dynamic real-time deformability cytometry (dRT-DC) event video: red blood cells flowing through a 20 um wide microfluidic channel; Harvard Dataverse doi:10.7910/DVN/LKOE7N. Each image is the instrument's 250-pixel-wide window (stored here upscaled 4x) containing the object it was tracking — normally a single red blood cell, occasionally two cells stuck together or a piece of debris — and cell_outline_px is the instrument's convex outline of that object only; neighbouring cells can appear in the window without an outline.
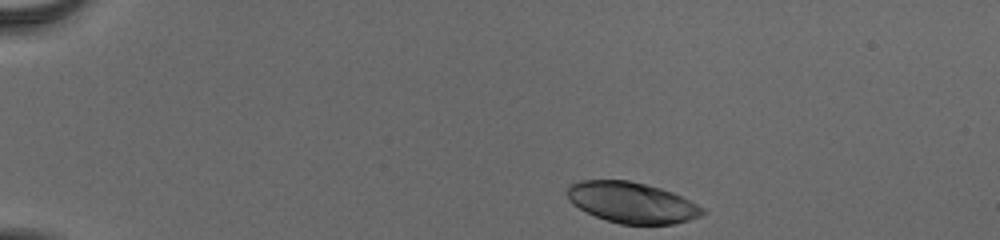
{"species": "human", "species_latin": "Homo sapiens", "temperature_condition": "cold", "stored_images_in_passage": 45, "camera_frame_rate_fps": 3000, "um_per_image_px": 0.085, "donor": {"sex": "male"}, "frame": {"image": 1, "passage_image": 1, "time_ms": 0.0, "image_size_px": [1000, 240], "cell_outline_px": [[704, 212], [700, 216], [688, 220], [672, 224], [620, 224], [596, 216], [572, 204], [568, 200], [568, 184], [580, 180], [628, 180], [660, 188], [672, 192], [704, 208]], "centroid_in_image_um": [53.68, 17.21], "position_along_channel_um": 31.3, "area_um2": 31.85}}
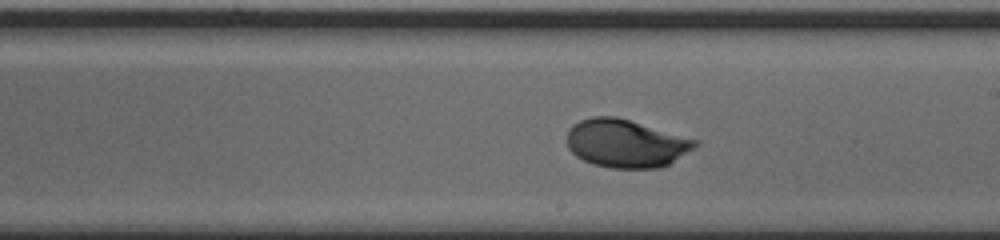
{"frame": {"image": 2, "passage_image": 24, "time_ms": 7.667, "image_size_px": [1000, 240], "cell_outline_px": [[700, 140], [692, 148], [668, 164], [660, 168], [608, 168], [592, 164], [576, 156], [568, 148], [568, 128], [572, 124], [580, 120], [592, 116], [616, 116]], "centroid_in_image_um": [53.16, 12.18], "position_along_channel_um": 235.8, "area_um2": 35.84}}
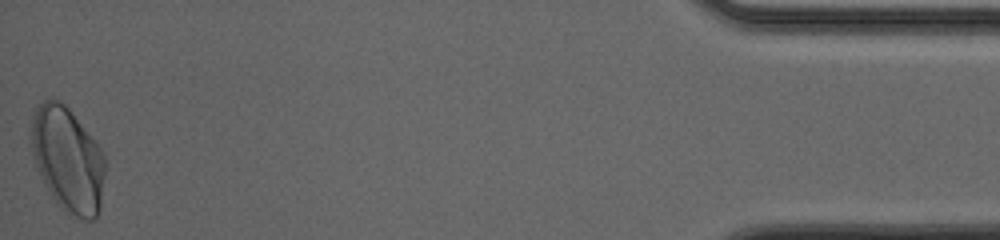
{"frame": {"image": 3, "passage_image": 45, "time_ms": 14.667, "image_size_px": [1000, 240], "cell_outline_px": [[104, 176], [100, 208], [96, 220], [84, 220], [64, 212], [60, 208], [44, 184], [36, 168], [32, 152], [32, 120], [36, 108], [44, 100], [52, 96], [60, 100], [68, 108], [104, 152]], "centroid_in_image_um": [5.76, 13.58], "position_along_channel_um": 429.4, "area_um2": 45.08}, "authors_computed_cell_mechanics": {"area_um2": 35.4314, "velocity_mm_per_s": 3.8659, "shape_relaxation_time_tau1_ms": 2.5629, "shape_relaxation_time_tau2_ms": null, "deformation_change_tau1": 0.1636, "deformation_change_tau2": null}}